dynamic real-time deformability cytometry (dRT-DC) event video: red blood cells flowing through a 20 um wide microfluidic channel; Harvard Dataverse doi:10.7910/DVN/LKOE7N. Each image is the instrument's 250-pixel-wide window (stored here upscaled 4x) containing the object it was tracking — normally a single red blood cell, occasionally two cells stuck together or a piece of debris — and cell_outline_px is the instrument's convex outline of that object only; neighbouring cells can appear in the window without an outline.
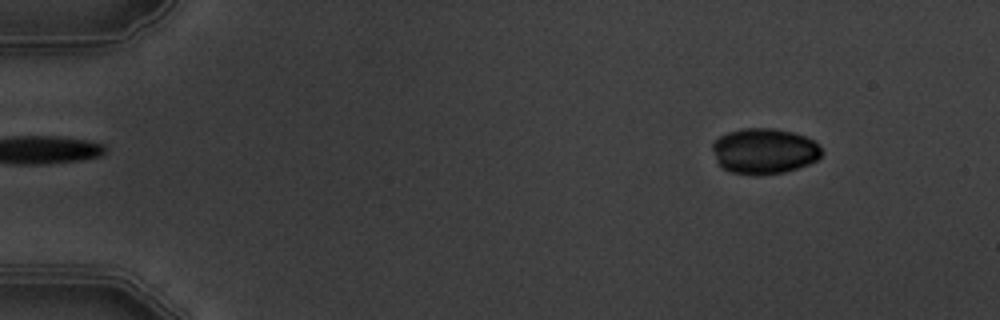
{"species": "common noctule bat (a hibernating species)", "species_latin": "Nyctalus noctula", "temperature_condition": "warm", "stored_images_in_passage": 4, "camera_frame_rate_fps": 3000, "um_per_image_px": 0.085, "animal": {"sex": "male", "body_mass_g": 19.5, "forearm_length_mm": 54.6}, "frame": {"image": 1, "passage_image": 1, "time_ms": 0.0, "image_size_px": [1000, 320], "cell_outline_px": [[824, 152], [816, 160], [808, 164], [784, 172], [760, 176], [756, 176], [732, 172], [724, 168], [716, 160], [712, 148], [712, 144], [720, 136], [728, 132], [744, 128], [772, 128], [792, 132], [804, 136], [820, 144]], "centroid_in_image_um": [64.98, 12.85], "position_along_channel_um": 20.0, "area_um2": 29.07}}
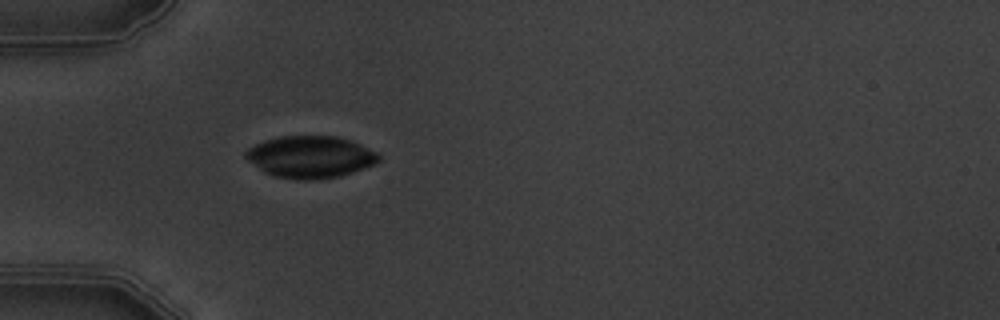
{"frame": {"image": 2, "passage_image": 4, "time_ms": 3.667, "image_size_px": [1000, 320], "cell_outline_px": [[380, 160], [376, 164], [340, 176], [308, 180], [300, 180], [276, 176], [264, 172], [248, 160], [244, 156], [244, 152], [248, 148], [264, 140], [280, 136], [336, 136], [348, 140], [376, 152], [380, 156]], "centroid_in_image_um": [26.36, 13.34], "position_along_channel_um": 58.6, "area_um2": 32.25}}